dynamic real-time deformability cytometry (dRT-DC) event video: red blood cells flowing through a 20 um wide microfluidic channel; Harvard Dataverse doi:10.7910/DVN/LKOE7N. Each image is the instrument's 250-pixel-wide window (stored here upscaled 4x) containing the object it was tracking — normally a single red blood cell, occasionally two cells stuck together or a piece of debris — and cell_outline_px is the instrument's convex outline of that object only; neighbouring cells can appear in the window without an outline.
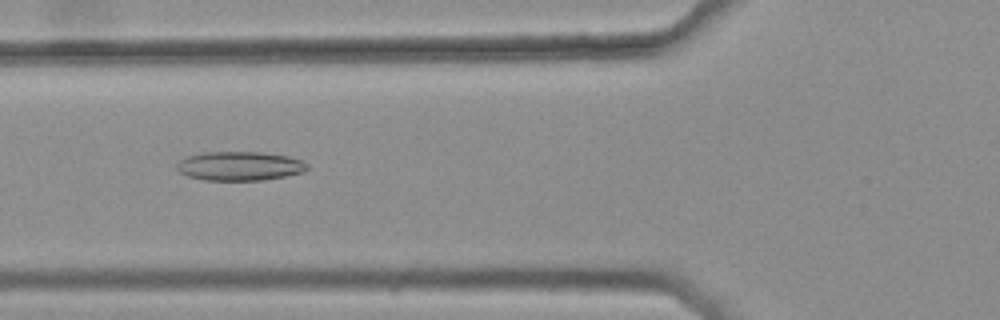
{"species": "common noctule bat (a hibernating species)", "species_latin": "Nyctalus noctula", "temperature_condition": "warm", "stored_images_in_passage": 46, "camera_frame_rate_fps": 3000, "um_per_image_px": 0.085, "animal": {"sex": "female", "body_mass_g": 25.1}, "frame": {"image": 1, "passage_image": 20, "time_ms": 6.333, "image_size_px": [1000, 320], "cell_outline_px": [[308, 168], [300, 172], [284, 176], [260, 180], [204, 180], [188, 176], [180, 172], [176, 168], [176, 164], [184, 156], [204, 152], [260, 152], [288, 156], [300, 160], [308, 164]], "centroid_in_image_um": [20.31, 14.1], "position_along_channel_um": 105.5, "area_um2": 21.96}}
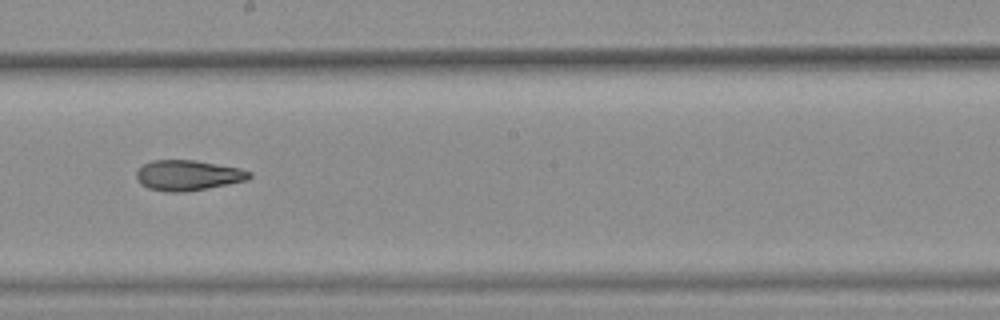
{"frame": {"image": 2, "passage_image": 30, "time_ms": 9.667, "image_size_px": [1000, 320], "cell_outline_px": [[252, 176], [248, 180], [228, 184], [184, 192], [168, 192], [148, 188], [140, 184], [136, 180], [136, 172], [144, 164], [152, 160], [196, 160], [240, 168], [252, 172]], "centroid_in_image_um": [15.98, 14.9], "position_along_channel_um": 232.2, "area_um2": 20.06}}
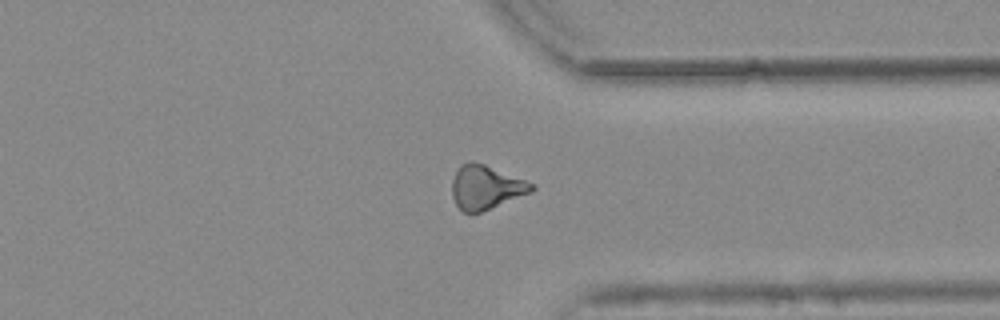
{"frame": {"image": 3, "passage_image": 41, "time_ms": 13.333, "image_size_px": [1000, 320], "cell_outline_px": [[536, 188], [532, 192], [480, 212], [464, 212], [456, 204], [452, 196], [452, 180], [460, 164], [468, 160], [472, 160], [484, 164], [536, 184]], "centroid_in_image_um": [41.3, 15.89], "position_along_channel_um": 370.1, "area_um2": 20.35}, "authors_computed_cell_mechanics": {"area_um2": 20.3456, "velocity_mm_per_s": 3.8019, "shape_relaxation_time_tau1_ms": null, "shape_relaxation_time_tau2_ms": 5.7437, "deformation_change_tau1": null, "deformation_change_tau2": 0.1565}}